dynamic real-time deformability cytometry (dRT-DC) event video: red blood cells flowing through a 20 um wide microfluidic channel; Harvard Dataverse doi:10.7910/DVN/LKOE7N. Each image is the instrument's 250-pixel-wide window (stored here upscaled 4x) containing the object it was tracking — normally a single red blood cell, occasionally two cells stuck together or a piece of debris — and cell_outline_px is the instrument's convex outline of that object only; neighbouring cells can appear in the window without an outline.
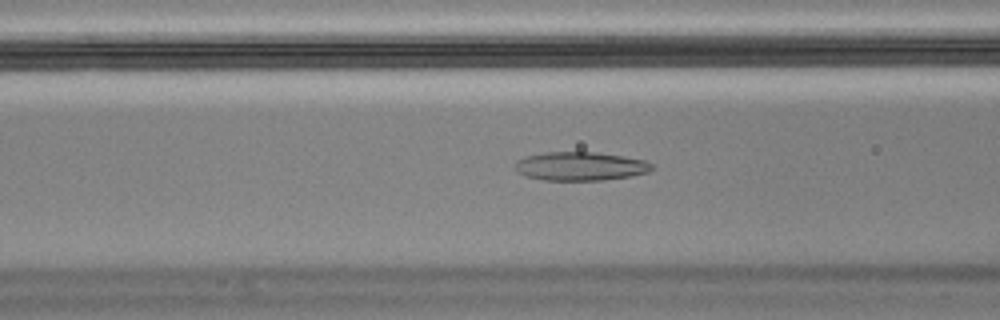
{"species": "Egyptian fruit bat (a non-hibernating species)", "species_latin": "Rousettus aegyptiacus", "temperature_condition": "cold", "stored_images_in_passage": 20, "camera_frame_rate_fps": 3000, "um_per_image_px": 0.085, "animal": {"sex": "male"}, "frame": {"image": 1, "passage_image": 8, "time_ms": 2.333, "image_size_px": [1000, 320], "cell_outline_px": [[656, 168], [648, 172], [632, 176], [604, 180], [544, 180], [524, 176], [516, 172], [516, 160], [524, 156], [544, 152], [596, 152], [644, 160], [652, 164]], "centroid_in_image_um": [49.31, 14.13], "position_along_channel_um": 117.3, "area_um2": 23.0}}